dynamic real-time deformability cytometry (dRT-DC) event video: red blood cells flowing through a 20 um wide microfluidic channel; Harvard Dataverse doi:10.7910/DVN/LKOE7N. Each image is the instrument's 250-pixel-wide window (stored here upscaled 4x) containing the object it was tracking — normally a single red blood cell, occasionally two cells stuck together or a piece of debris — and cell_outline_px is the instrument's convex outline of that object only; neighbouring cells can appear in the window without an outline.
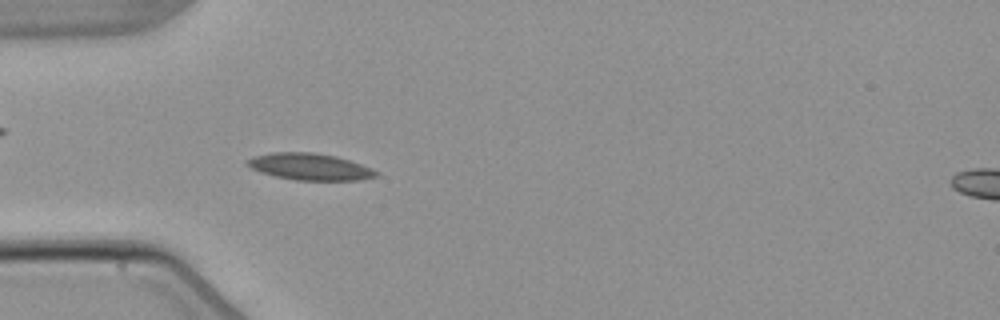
{"species": "common noctule bat (a hibernating species)", "species_latin": "Nyctalus noctula", "temperature_condition": "warm", "stored_images_in_passage": 5, "segment_of_instrument_passage": [1, 2], "camera_frame_rate_fps": 3000, "um_per_image_px": 0.085, "animal": {"sex": "male", "body_mass_g": 21.5, "forearm_length_mm": 52.0}, "frame": {"image": 1, "passage_image": 4, "time_ms": 3.667, "image_size_px": [1000, 320], "cell_outline_px": [[380, 176], [360, 180], [296, 180], [276, 176], [260, 172], [244, 164], [244, 160], [252, 156], [272, 152], [312, 152], [336, 156], [372, 168], [380, 172]], "centroid_in_image_um": [26.32, 14.17], "position_along_channel_um": 58.7, "area_um2": 20.23}}